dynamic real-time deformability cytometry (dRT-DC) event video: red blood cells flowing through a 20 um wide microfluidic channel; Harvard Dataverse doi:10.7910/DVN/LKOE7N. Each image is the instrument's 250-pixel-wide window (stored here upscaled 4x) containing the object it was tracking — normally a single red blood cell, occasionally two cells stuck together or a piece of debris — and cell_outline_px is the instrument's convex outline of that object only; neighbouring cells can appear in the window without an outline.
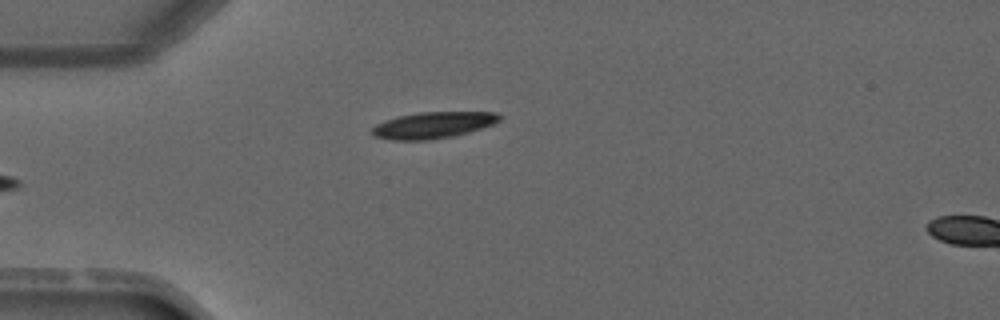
{"species": "common noctule bat (a hibernating species)", "species_latin": "Nyctalus noctula", "temperature_condition": "warm", "stored_images_in_passage": 3, "camera_frame_rate_fps": 3000, "um_per_image_px": 0.085, "animal": {"sex": "male", "forearm_length_mm": 52.5}, "frame": {"image": 1, "passage_image": 3, "time_ms": 2.333, "image_size_px": [1000, 320], "cell_outline_px": [[500, 120], [492, 124], [468, 132], [452, 136], [428, 140], [392, 140], [376, 136], [372, 132], [372, 128], [376, 124], [400, 116], [420, 112], [496, 112], [500, 116]], "centroid_in_image_um": [36.82, 10.63], "position_along_channel_um": 48.2, "area_um2": 19.19}}